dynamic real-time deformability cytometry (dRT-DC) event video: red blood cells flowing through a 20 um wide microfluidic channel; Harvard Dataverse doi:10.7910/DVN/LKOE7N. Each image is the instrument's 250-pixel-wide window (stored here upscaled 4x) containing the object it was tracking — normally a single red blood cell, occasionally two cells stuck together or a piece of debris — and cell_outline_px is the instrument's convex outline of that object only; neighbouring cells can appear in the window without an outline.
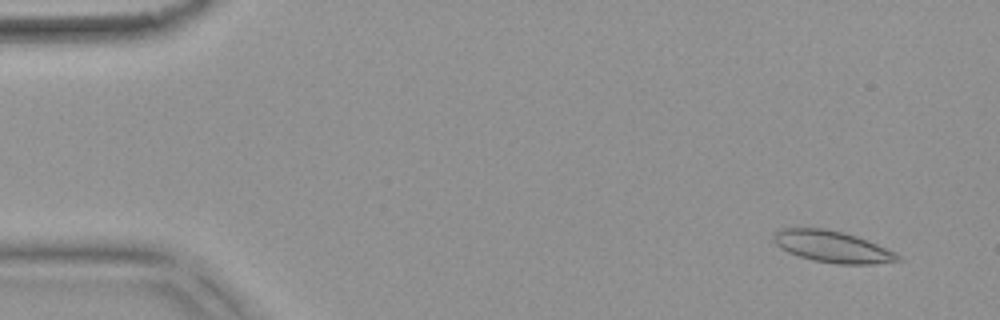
{"species": "common noctule bat (a hibernating species)", "species_latin": "Nyctalus noctula", "temperature_condition": "warm", "stored_images_in_passage": 54, "camera_frame_rate_fps": 3000, "um_per_image_px": 0.085, "animal": {"sex": "female", "body_mass_g": 18.4}, "frame": {"image": 1, "passage_image": 4, "time_ms": 1.0, "image_size_px": [1000, 320], "cell_outline_px": [[900, 260], [872, 264], [840, 264], [812, 260], [788, 252], [780, 248], [776, 244], [772, 236], [780, 228], [824, 228], [844, 232], [868, 240], [896, 252], [900, 256]], "centroid_in_image_um": [70.74, 20.96], "position_along_channel_um": 14.3, "area_um2": 22.77}}
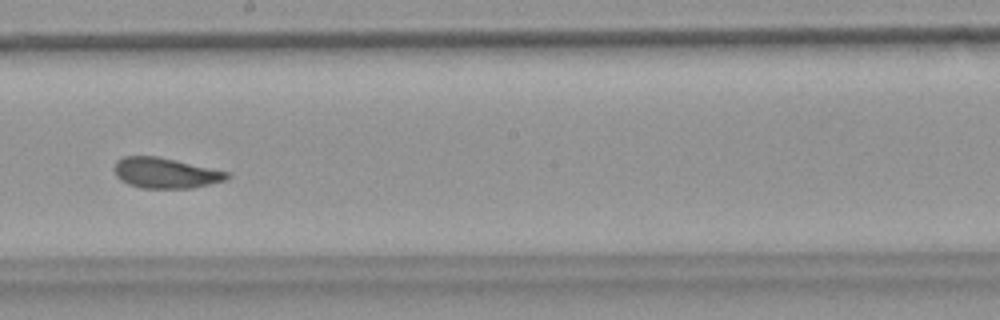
{"frame": {"image": 2, "passage_image": 31, "time_ms": 10.0, "image_size_px": [1000, 320], "cell_outline_px": [[232, 176], [224, 180], [192, 188], [140, 188], [128, 184], [120, 180], [116, 176], [112, 168], [116, 160], [124, 156], [156, 156], [228, 172]], "centroid_in_image_um": [13.99, 14.71], "position_along_channel_um": 234.2, "area_um2": 19.94}}
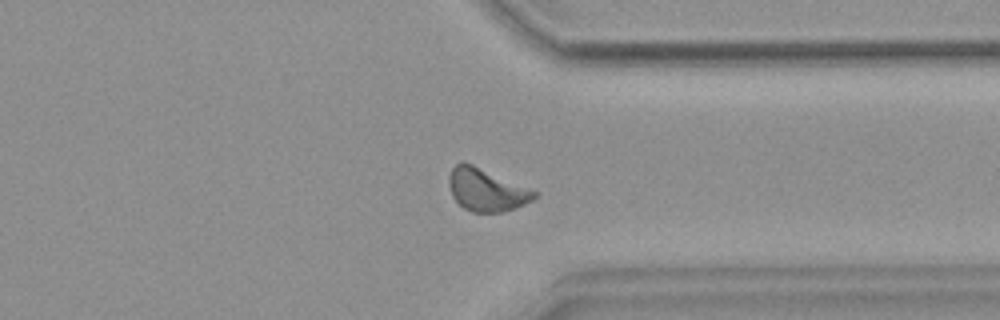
{"frame": {"image": 3, "passage_image": 42, "time_ms": 13.667, "image_size_px": [1000, 320], "cell_outline_px": [[540, 192], [532, 200], [524, 204], [500, 212], [472, 212], [464, 208], [452, 196], [448, 184], [448, 176], [452, 168], [456, 164], [472, 164]], "centroid_in_image_um": [41.35, 16.14], "position_along_channel_um": 370.1, "area_um2": 20.92}, "authors_computed_cell_mechanics": {"area_um2": 20.5768, "velocity_mm_per_s": 3.7284, "shape_relaxation_time_tau1_ms": null, "shape_relaxation_time_tau2_ms": 1.2998, "deformation_change_tau1": null, "deformation_change_tau2": 0.0787}}